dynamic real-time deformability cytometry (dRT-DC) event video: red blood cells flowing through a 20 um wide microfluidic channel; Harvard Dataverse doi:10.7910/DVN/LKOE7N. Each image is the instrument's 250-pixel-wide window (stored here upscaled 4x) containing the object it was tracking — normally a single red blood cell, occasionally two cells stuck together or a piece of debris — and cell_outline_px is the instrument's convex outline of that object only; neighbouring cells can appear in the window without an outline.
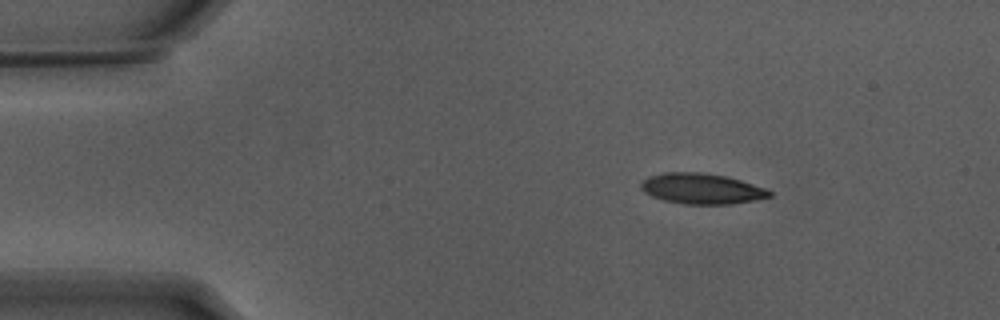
{"species": "Egyptian fruit bat (a non-hibernating species)", "species_latin": "Rousettus aegyptiacus", "temperature_condition": "warm", "stored_images_in_passage": 46, "camera_frame_rate_fps": 3000, "um_per_image_px": 0.085, "animal": {"sex": "male"}, "frame": {"image": 1, "passage_image": 1, "time_ms": 0.0, "image_size_px": [1000, 320], "cell_outline_px": [[772, 196], [752, 200], [728, 204], [684, 204], [664, 200], [652, 196], [644, 192], [640, 188], [640, 184], [648, 176], [664, 172], [704, 172], [724, 176], [740, 180], [764, 188], [772, 192]], "centroid_in_image_um": [59.59, 16.03], "position_along_channel_um": 25.4, "area_um2": 22.72}}
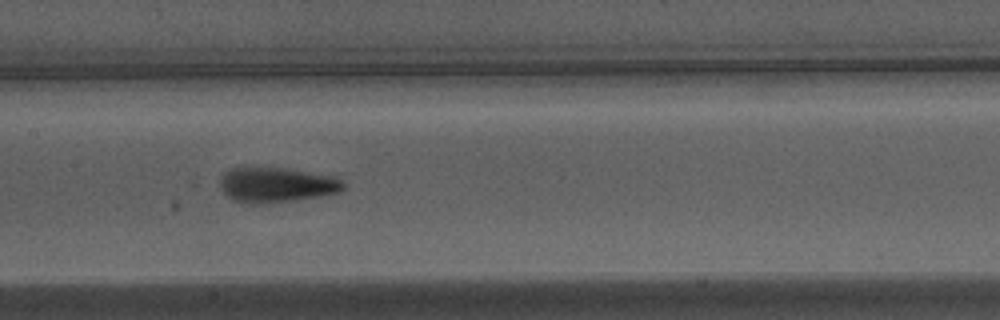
{"frame": {"image": 2, "passage_image": 19, "time_ms": 6.0, "image_size_px": [1000, 320], "cell_outline_px": [[344, 188], [336, 192], [320, 196], [268, 204], [248, 204], [232, 200], [220, 188], [220, 180], [224, 172], [240, 164], [244, 164], [284, 168], [328, 176], [340, 180], [344, 184]], "centroid_in_image_um": [23.35, 15.69], "position_along_channel_um": 184.0, "area_um2": 25.61}}
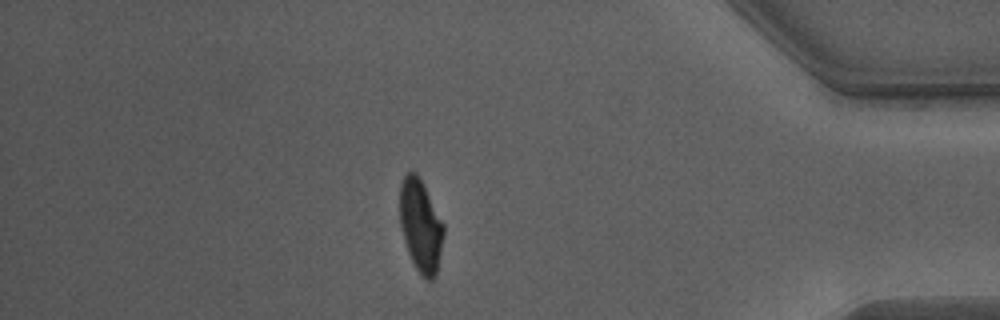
{"frame": {"image": 3, "passage_image": 39, "time_ms": 12.667, "image_size_px": [1000, 320], "cell_outline_px": [[444, 236], [436, 276], [432, 280], [424, 280], [420, 276], [408, 252], [400, 228], [400, 184], [404, 176], [408, 172], [416, 172], [444, 224]], "centroid_in_image_um": [35.75, 19.24], "position_along_channel_um": 399.4, "area_um2": 23.58}, "authors_computed_cell_mechanics": {"area_um2": 24.2182, "velocity_mm_per_s": 3.8322, "shape_relaxation_time_tau1_ms": 3.1167, "shape_relaxation_time_tau2_ms": 1.116, "deformation_change_tau1": 0.1692, "deformation_change_tau2": 0.0823}}